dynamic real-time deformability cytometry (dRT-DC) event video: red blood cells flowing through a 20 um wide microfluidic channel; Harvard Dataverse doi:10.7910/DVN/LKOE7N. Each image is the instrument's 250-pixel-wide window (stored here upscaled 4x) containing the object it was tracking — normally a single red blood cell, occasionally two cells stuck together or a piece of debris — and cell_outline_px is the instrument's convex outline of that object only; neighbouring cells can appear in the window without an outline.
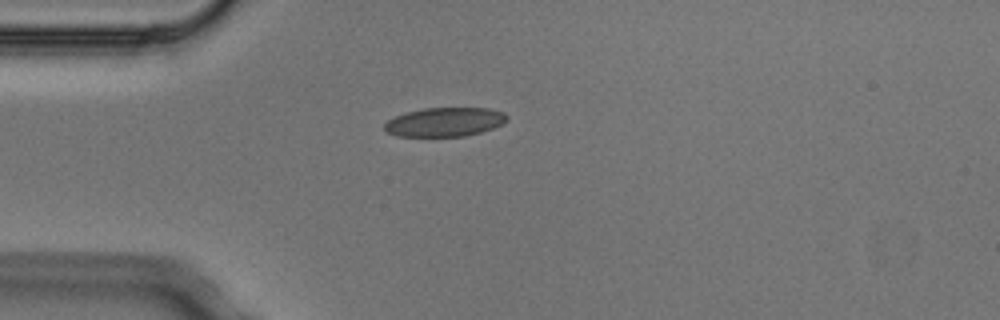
{"species": "Egyptian fruit bat (a non-hibernating species)", "species_latin": "Rousettus aegyptiacus", "temperature_condition": "cold", "stored_images_in_passage": 2, "camera_frame_rate_fps": 3000, "um_per_image_px": 0.085, "animal": {"sex": "male"}, "frame": {"image": 1, "passage_image": 2, "time_ms": 0.333, "image_size_px": [1000, 320], "cell_outline_px": [[508, 120], [504, 124], [480, 132], [464, 136], [396, 136], [388, 132], [384, 128], [384, 124], [388, 120], [396, 116], [408, 112], [424, 108], [488, 108], [504, 112], [508, 116]], "centroid_in_image_um": [37.84, 10.37], "position_along_channel_um": 47.2, "area_um2": 20.63}}